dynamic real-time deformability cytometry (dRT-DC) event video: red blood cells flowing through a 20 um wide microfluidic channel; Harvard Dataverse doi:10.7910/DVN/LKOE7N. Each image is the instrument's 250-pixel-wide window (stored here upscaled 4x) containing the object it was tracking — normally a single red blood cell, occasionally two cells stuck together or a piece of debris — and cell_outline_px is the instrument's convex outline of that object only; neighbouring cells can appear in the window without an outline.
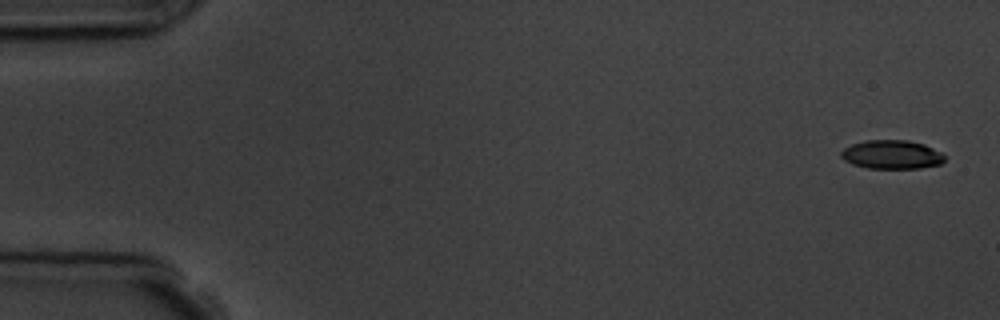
{"species": "common noctule bat (a hibernating species)", "species_latin": "Nyctalus noctula", "temperature_condition": "room temperature", "stored_images_in_passage": 15, "camera_frame_rate_fps": 3000, "um_per_image_px": 0.085, "animal": {"sex": "male", "body_mass_g": 19.5, "forearm_length_mm": 54.6}, "frame": {"image": 1, "passage_image": 1, "time_ms": 0.0, "image_size_px": [1000, 320], "cell_outline_px": [[944, 160], [940, 164], [920, 168], [868, 168], [852, 164], [844, 160], [840, 156], [840, 152], [844, 148], [852, 144], [864, 140], [908, 140], [924, 144], [940, 152], [944, 156]], "centroid_in_image_um": [75.76, 13.13], "position_along_channel_um": 9.2, "area_um2": 17.34}}
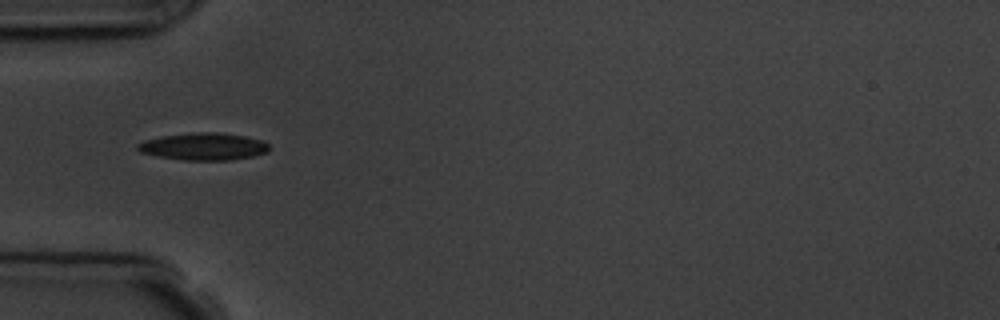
{"frame": {"image": 2, "passage_image": 5, "time_ms": 5.333, "image_size_px": [1000, 320], "cell_outline_px": [[268, 152], [252, 156], [232, 160], [184, 160], [160, 156], [140, 152], [136, 148], [136, 144], [144, 140], [160, 136], [192, 132], [216, 132], [244, 136], [260, 140], [268, 144]], "centroid_in_image_um": [17.27, 12.45], "position_along_channel_um": 67.7, "area_um2": 20.81}}
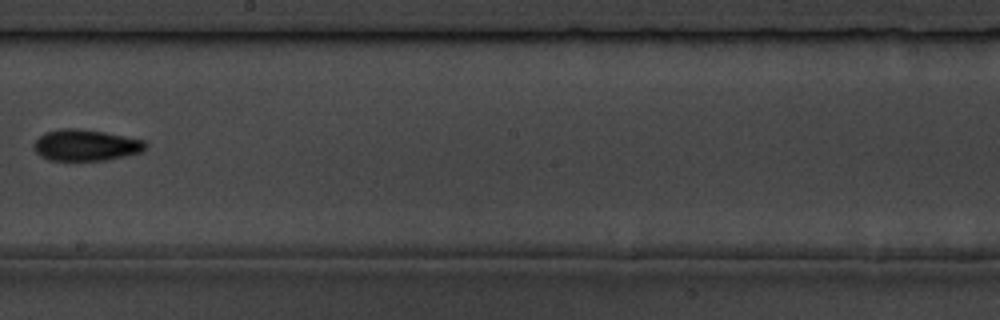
{"frame": {"image": 3, "passage_image": 9, "time_ms": 10.0, "image_size_px": [1000, 320], "cell_outline_px": [[148, 148], [144, 152], [108, 160], [48, 160], [40, 156], [32, 148], [32, 144], [44, 132], [60, 128], [76, 128], [104, 132], [144, 140], [148, 144]], "centroid_in_image_um": [7.3, 12.34], "position_along_channel_um": 240.9, "area_um2": 20.69}, "authors_computed_cell_mechanics": {"area_um2": 19.074, "velocity_mm_per_s": 3.7059, "shape_relaxation_time_tau1_ms": 7.6557, "shape_relaxation_time_tau2_ms": null, "deformation_change_tau1": 0.1582, "deformation_change_tau2": null}}